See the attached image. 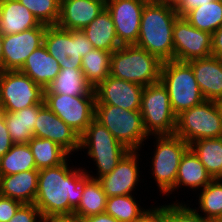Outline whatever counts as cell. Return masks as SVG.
Listing matches in <instances>:
<instances>
[{
  "mask_svg": "<svg viewBox=\"0 0 222 222\" xmlns=\"http://www.w3.org/2000/svg\"><path fill=\"white\" fill-rule=\"evenodd\" d=\"M140 113L149 135H174L177 116L173 113L167 89L158 83L144 86Z\"/></svg>",
  "mask_w": 222,
  "mask_h": 222,
  "instance_id": "8",
  "label": "cell"
},
{
  "mask_svg": "<svg viewBox=\"0 0 222 222\" xmlns=\"http://www.w3.org/2000/svg\"><path fill=\"white\" fill-rule=\"evenodd\" d=\"M111 53L94 48L82 57L81 71L93 89L109 76Z\"/></svg>",
  "mask_w": 222,
  "mask_h": 222,
  "instance_id": "31",
  "label": "cell"
},
{
  "mask_svg": "<svg viewBox=\"0 0 222 222\" xmlns=\"http://www.w3.org/2000/svg\"><path fill=\"white\" fill-rule=\"evenodd\" d=\"M222 120V98L215 101Z\"/></svg>",
  "mask_w": 222,
  "mask_h": 222,
  "instance_id": "48",
  "label": "cell"
},
{
  "mask_svg": "<svg viewBox=\"0 0 222 222\" xmlns=\"http://www.w3.org/2000/svg\"><path fill=\"white\" fill-rule=\"evenodd\" d=\"M212 1L214 0H179L175 5V10L179 17H183L192 9L198 8L199 6Z\"/></svg>",
  "mask_w": 222,
  "mask_h": 222,
  "instance_id": "42",
  "label": "cell"
},
{
  "mask_svg": "<svg viewBox=\"0 0 222 222\" xmlns=\"http://www.w3.org/2000/svg\"><path fill=\"white\" fill-rule=\"evenodd\" d=\"M144 86L108 76L96 88L95 104H108L125 110H140Z\"/></svg>",
  "mask_w": 222,
  "mask_h": 222,
  "instance_id": "16",
  "label": "cell"
},
{
  "mask_svg": "<svg viewBox=\"0 0 222 222\" xmlns=\"http://www.w3.org/2000/svg\"><path fill=\"white\" fill-rule=\"evenodd\" d=\"M19 71L46 89L59 74L60 64L48 53L46 47L41 45L28 56Z\"/></svg>",
  "mask_w": 222,
  "mask_h": 222,
  "instance_id": "23",
  "label": "cell"
},
{
  "mask_svg": "<svg viewBox=\"0 0 222 222\" xmlns=\"http://www.w3.org/2000/svg\"><path fill=\"white\" fill-rule=\"evenodd\" d=\"M21 205L17 200L0 195V222H9Z\"/></svg>",
  "mask_w": 222,
  "mask_h": 222,
  "instance_id": "39",
  "label": "cell"
},
{
  "mask_svg": "<svg viewBox=\"0 0 222 222\" xmlns=\"http://www.w3.org/2000/svg\"><path fill=\"white\" fill-rule=\"evenodd\" d=\"M82 31L94 48L113 52L121 46L112 17L106 8Z\"/></svg>",
  "mask_w": 222,
  "mask_h": 222,
  "instance_id": "24",
  "label": "cell"
},
{
  "mask_svg": "<svg viewBox=\"0 0 222 222\" xmlns=\"http://www.w3.org/2000/svg\"><path fill=\"white\" fill-rule=\"evenodd\" d=\"M174 60L188 62L212 55V34L193 27L178 17L173 27Z\"/></svg>",
  "mask_w": 222,
  "mask_h": 222,
  "instance_id": "13",
  "label": "cell"
},
{
  "mask_svg": "<svg viewBox=\"0 0 222 222\" xmlns=\"http://www.w3.org/2000/svg\"><path fill=\"white\" fill-rule=\"evenodd\" d=\"M146 211L138 206L132 194L107 198L105 212L119 222H137Z\"/></svg>",
  "mask_w": 222,
  "mask_h": 222,
  "instance_id": "34",
  "label": "cell"
},
{
  "mask_svg": "<svg viewBox=\"0 0 222 222\" xmlns=\"http://www.w3.org/2000/svg\"><path fill=\"white\" fill-rule=\"evenodd\" d=\"M189 147L212 179L222 180V137L196 140Z\"/></svg>",
  "mask_w": 222,
  "mask_h": 222,
  "instance_id": "29",
  "label": "cell"
},
{
  "mask_svg": "<svg viewBox=\"0 0 222 222\" xmlns=\"http://www.w3.org/2000/svg\"><path fill=\"white\" fill-rule=\"evenodd\" d=\"M212 180L198 156L189 147L181 157L173 190L181 185L192 189L204 188Z\"/></svg>",
  "mask_w": 222,
  "mask_h": 222,
  "instance_id": "27",
  "label": "cell"
},
{
  "mask_svg": "<svg viewBox=\"0 0 222 222\" xmlns=\"http://www.w3.org/2000/svg\"><path fill=\"white\" fill-rule=\"evenodd\" d=\"M105 8V0H60L57 26L65 30H82Z\"/></svg>",
  "mask_w": 222,
  "mask_h": 222,
  "instance_id": "19",
  "label": "cell"
},
{
  "mask_svg": "<svg viewBox=\"0 0 222 222\" xmlns=\"http://www.w3.org/2000/svg\"><path fill=\"white\" fill-rule=\"evenodd\" d=\"M13 144L5 124L4 112L0 109V158L11 149Z\"/></svg>",
  "mask_w": 222,
  "mask_h": 222,
  "instance_id": "40",
  "label": "cell"
},
{
  "mask_svg": "<svg viewBox=\"0 0 222 222\" xmlns=\"http://www.w3.org/2000/svg\"><path fill=\"white\" fill-rule=\"evenodd\" d=\"M193 27L213 34L222 25V0L192 9L183 16Z\"/></svg>",
  "mask_w": 222,
  "mask_h": 222,
  "instance_id": "32",
  "label": "cell"
},
{
  "mask_svg": "<svg viewBox=\"0 0 222 222\" xmlns=\"http://www.w3.org/2000/svg\"><path fill=\"white\" fill-rule=\"evenodd\" d=\"M216 222H222V214L220 215V217L217 219Z\"/></svg>",
  "mask_w": 222,
  "mask_h": 222,
  "instance_id": "49",
  "label": "cell"
},
{
  "mask_svg": "<svg viewBox=\"0 0 222 222\" xmlns=\"http://www.w3.org/2000/svg\"><path fill=\"white\" fill-rule=\"evenodd\" d=\"M47 26L57 25L60 16V0H18Z\"/></svg>",
  "mask_w": 222,
  "mask_h": 222,
  "instance_id": "36",
  "label": "cell"
},
{
  "mask_svg": "<svg viewBox=\"0 0 222 222\" xmlns=\"http://www.w3.org/2000/svg\"><path fill=\"white\" fill-rule=\"evenodd\" d=\"M146 2L147 0H106V9L112 17L121 45L136 44Z\"/></svg>",
  "mask_w": 222,
  "mask_h": 222,
  "instance_id": "15",
  "label": "cell"
},
{
  "mask_svg": "<svg viewBox=\"0 0 222 222\" xmlns=\"http://www.w3.org/2000/svg\"><path fill=\"white\" fill-rule=\"evenodd\" d=\"M37 170L62 164L69 153L50 139L32 137L28 142Z\"/></svg>",
  "mask_w": 222,
  "mask_h": 222,
  "instance_id": "30",
  "label": "cell"
},
{
  "mask_svg": "<svg viewBox=\"0 0 222 222\" xmlns=\"http://www.w3.org/2000/svg\"><path fill=\"white\" fill-rule=\"evenodd\" d=\"M212 55L222 58V25L212 34Z\"/></svg>",
  "mask_w": 222,
  "mask_h": 222,
  "instance_id": "43",
  "label": "cell"
},
{
  "mask_svg": "<svg viewBox=\"0 0 222 222\" xmlns=\"http://www.w3.org/2000/svg\"><path fill=\"white\" fill-rule=\"evenodd\" d=\"M221 179H213L199 195V208L207 220L216 222L222 214V183Z\"/></svg>",
  "mask_w": 222,
  "mask_h": 222,
  "instance_id": "35",
  "label": "cell"
},
{
  "mask_svg": "<svg viewBox=\"0 0 222 222\" xmlns=\"http://www.w3.org/2000/svg\"><path fill=\"white\" fill-rule=\"evenodd\" d=\"M205 100L222 98V58L208 56L188 61Z\"/></svg>",
  "mask_w": 222,
  "mask_h": 222,
  "instance_id": "20",
  "label": "cell"
},
{
  "mask_svg": "<svg viewBox=\"0 0 222 222\" xmlns=\"http://www.w3.org/2000/svg\"><path fill=\"white\" fill-rule=\"evenodd\" d=\"M79 222H119L106 212L97 215L89 216L85 219L79 220Z\"/></svg>",
  "mask_w": 222,
  "mask_h": 222,
  "instance_id": "44",
  "label": "cell"
},
{
  "mask_svg": "<svg viewBox=\"0 0 222 222\" xmlns=\"http://www.w3.org/2000/svg\"><path fill=\"white\" fill-rule=\"evenodd\" d=\"M162 63L157 57L135 44L121 45L111 53L109 75L147 86L160 81Z\"/></svg>",
  "mask_w": 222,
  "mask_h": 222,
  "instance_id": "3",
  "label": "cell"
},
{
  "mask_svg": "<svg viewBox=\"0 0 222 222\" xmlns=\"http://www.w3.org/2000/svg\"><path fill=\"white\" fill-rule=\"evenodd\" d=\"M137 222H166V205L148 209Z\"/></svg>",
  "mask_w": 222,
  "mask_h": 222,
  "instance_id": "41",
  "label": "cell"
},
{
  "mask_svg": "<svg viewBox=\"0 0 222 222\" xmlns=\"http://www.w3.org/2000/svg\"><path fill=\"white\" fill-rule=\"evenodd\" d=\"M179 0H147L150 3H166L171 5H176Z\"/></svg>",
  "mask_w": 222,
  "mask_h": 222,
  "instance_id": "46",
  "label": "cell"
},
{
  "mask_svg": "<svg viewBox=\"0 0 222 222\" xmlns=\"http://www.w3.org/2000/svg\"><path fill=\"white\" fill-rule=\"evenodd\" d=\"M82 148H88V156L96 161L98 177L94 178V176L87 174L89 178L96 180L111 173L121 159L130 151L96 119L80 135L79 149Z\"/></svg>",
  "mask_w": 222,
  "mask_h": 222,
  "instance_id": "5",
  "label": "cell"
},
{
  "mask_svg": "<svg viewBox=\"0 0 222 222\" xmlns=\"http://www.w3.org/2000/svg\"><path fill=\"white\" fill-rule=\"evenodd\" d=\"M3 34L0 32V68L2 69V57H3Z\"/></svg>",
  "mask_w": 222,
  "mask_h": 222,
  "instance_id": "47",
  "label": "cell"
},
{
  "mask_svg": "<svg viewBox=\"0 0 222 222\" xmlns=\"http://www.w3.org/2000/svg\"><path fill=\"white\" fill-rule=\"evenodd\" d=\"M43 222L40 210L35 204H22L9 222Z\"/></svg>",
  "mask_w": 222,
  "mask_h": 222,
  "instance_id": "38",
  "label": "cell"
},
{
  "mask_svg": "<svg viewBox=\"0 0 222 222\" xmlns=\"http://www.w3.org/2000/svg\"><path fill=\"white\" fill-rule=\"evenodd\" d=\"M46 27L41 24L20 33L3 35L2 71L20 70L28 56L43 45Z\"/></svg>",
  "mask_w": 222,
  "mask_h": 222,
  "instance_id": "14",
  "label": "cell"
},
{
  "mask_svg": "<svg viewBox=\"0 0 222 222\" xmlns=\"http://www.w3.org/2000/svg\"><path fill=\"white\" fill-rule=\"evenodd\" d=\"M178 17L174 5L146 2L135 45L145 49L161 62L174 60L172 33Z\"/></svg>",
  "mask_w": 222,
  "mask_h": 222,
  "instance_id": "2",
  "label": "cell"
},
{
  "mask_svg": "<svg viewBox=\"0 0 222 222\" xmlns=\"http://www.w3.org/2000/svg\"><path fill=\"white\" fill-rule=\"evenodd\" d=\"M28 170H37L28 143L13 144L11 149L0 158V175H12Z\"/></svg>",
  "mask_w": 222,
  "mask_h": 222,
  "instance_id": "33",
  "label": "cell"
},
{
  "mask_svg": "<svg viewBox=\"0 0 222 222\" xmlns=\"http://www.w3.org/2000/svg\"><path fill=\"white\" fill-rule=\"evenodd\" d=\"M43 45L60 64V69H81L82 57L94 49L82 30H65L57 25L46 27Z\"/></svg>",
  "mask_w": 222,
  "mask_h": 222,
  "instance_id": "9",
  "label": "cell"
},
{
  "mask_svg": "<svg viewBox=\"0 0 222 222\" xmlns=\"http://www.w3.org/2000/svg\"><path fill=\"white\" fill-rule=\"evenodd\" d=\"M45 89L19 70L2 71L0 76V109L17 112L36 104H44Z\"/></svg>",
  "mask_w": 222,
  "mask_h": 222,
  "instance_id": "10",
  "label": "cell"
},
{
  "mask_svg": "<svg viewBox=\"0 0 222 222\" xmlns=\"http://www.w3.org/2000/svg\"><path fill=\"white\" fill-rule=\"evenodd\" d=\"M160 82L167 89L170 105L176 116L205 100L188 62H163Z\"/></svg>",
  "mask_w": 222,
  "mask_h": 222,
  "instance_id": "4",
  "label": "cell"
},
{
  "mask_svg": "<svg viewBox=\"0 0 222 222\" xmlns=\"http://www.w3.org/2000/svg\"><path fill=\"white\" fill-rule=\"evenodd\" d=\"M182 203L166 205V222H212Z\"/></svg>",
  "mask_w": 222,
  "mask_h": 222,
  "instance_id": "37",
  "label": "cell"
},
{
  "mask_svg": "<svg viewBox=\"0 0 222 222\" xmlns=\"http://www.w3.org/2000/svg\"><path fill=\"white\" fill-rule=\"evenodd\" d=\"M175 135L189 145L196 140L222 137V120L216 102L204 100L178 115Z\"/></svg>",
  "mask_w": 222,
  "mask_h": 222,
  "instance_id": "7",
  "label": "cell"
},
{
  "mask_svg": "<svg viewBox=\"0 0 222 222\" xmlns=\"http://www.w3.org/2000/svg\"><path fill=\"white\" fill-rule=\"evenodd\" d=\"M107 198L101 183L87 177L84 180V192L78 206L74 209L73 218L79 221L92 215L104 213Z\"/></svg>",
  "mask_w": 222,
  "mask_h": 222,
  "instance_id": "28",
  "label": "cell"
},
{
  "mask_svg": "<svg viewBox=\"0 0 222 222\" xmlns=\"http://www.w3.org/2000/svg\"><path fill=\"white\" fill-rule=\"evenodd\" d=\"M33 136L54 141L69 154L80 147V136L44 105L39 111L34 125Z\"/></svg>",
  "mask_w": 222,
  "mask_h": 222,
  "instance_id": "17",
  "label": "cell"
},
{
  "mask_svg": "<svg viewBox=\"0 0 222 222\" xmlns=\"http://www.w3.org/2000/svg\"><path fill=\"white\" fill-rule=\"evenodd\" d=\"M39 170H28L12 175H0V195L22 204H34Z\"/></svg>",
  "mask_w": 222,
  "mask_h": 222,
  "instance_id": "21",
  "label": "cell"
},
{
  "mask_svg": "<svg viewBox=\"0 0 222 222\" xmlns=\"http://www.w3.org/2000/svg\"><path fill=\"white\" fill-rule=\"evenodd\" d=\"M65 160L57 166L39 170L34 204L43 219L73 218L84 192L87 173L80 168L72 170Z\"/></svg>",
  "mask_w": 222,
  "mask_h": 222,
  "instance_id": "1",
  "label": "cell"
},
{
  "mask_svg": "<svg viewBox=\"0 0 222 222\" xmlns=\"http://www.w3.org/2000/svg\"><path fill=\"white\" fill-rule=\"evenodd\" d=\"M38 19L18 0H0V32L16 34L40 26Z\"/></svg>",
  "mask_w": 222,
  "mask_h": 222,
  "instance_id": "22",
  "label": "cell"
},
{
  "mask_svg": "<svg viewBox=\"0 0 222 222\" xmlns=\"http://www.w3.org/2000/svg\"><path fill=\"white\" fill-rule=\"evenodd\" d=\"M45 104H36L17 112H4L5 124L14 144L28 143L33 137L38 111Z\"/></svg>",
  "mask_w": 222,
  "mask_h": 222,
  "instance_id": "25",
  "label": "cell"
},
{
  "mask_svg": "<svg viewBox=\"0 0 222 222\" xmlns=\"http://www.w3.org/2000/svg\"><path fill=\"white\" fill-rule=\"evenodd\" d=\"M43 222H79L74 218H47L43 219Z\"/></svg>",
  "mask_w": 222,
  "mask_h": 222,
  "instance_id": "45",
  "label": "cell"
},
{
  "mask_svg": "<svg viewBox=\"0 0 222 222\" xmlns=\"http://www.w3.org/2000/svg\"><path fill=\"white\" fill-rule=\"evenodd\" d=\"M155 138L157 147L152 160V174L159 191L167 194L175 187L180 160L189 144L175 134L157 135Z\"/></svg>",
  "mask_w": 222,
  "mask_h": 222,
  "instance_id": "11",
  "label": "cell"
},
{
  "mask_svg": "<svg viewBox=\"0 0 222 222\" xmlns=\"http://www.w3.org/2000/svg\"><path fill=\"white\" fill-rule=\"evenodd\" d=\"M137 153L136 150H130L111 173L98 179L108 198L131 195L140 177Z\"/></svg>",
  "mask_w": 222,
  "mask_h": 222,
  "instance_id": "18",
  "label": "cell"
},
{
  "mask_svg": "<svg viewBox=\"0 0 222 222\" xmlns=\"http://www.w3.org/2000/svg\"><path fill=\"white\" fill-rule=\"evenodd\" d=\"M95 119L129 150H137L149 134L140 110H125L108 104H95Z\"/></svg>",
  "mask_w": 222,
  "mask_h": 222,
  "instance_id": "6",
  "label": "cell"
},
{
  "mask_svg": "<svg viewBox=\"0 0 222 222\" xmlns=\"http://www.w3.org/2000/svg\"><path fill=\"white\" fill-rule=\"evenodd\" d=\"M96 96L44 93V104L79 136L95 119Z\"/></svg>",
  "mask_w": 222,
  "mask_h": 222,
  "instance_id": "12",
  "label": "cell"
},
{
  "mask_svg": "<svg viewBox=\"0 0 222 222\" xmlns=\"http://www.w3.org/2000/svg\"><path fill=\"white\" fill-rule=\"evenodd\" d=\"M44 93L68 94L70 96H96L81 69H60L59 74L47 86Z\"/></svg>",
  "mask_w": 222,
  "mask_h": 222,
  "instance_id": "26",
  "label": "cell"
}]
</instances>
